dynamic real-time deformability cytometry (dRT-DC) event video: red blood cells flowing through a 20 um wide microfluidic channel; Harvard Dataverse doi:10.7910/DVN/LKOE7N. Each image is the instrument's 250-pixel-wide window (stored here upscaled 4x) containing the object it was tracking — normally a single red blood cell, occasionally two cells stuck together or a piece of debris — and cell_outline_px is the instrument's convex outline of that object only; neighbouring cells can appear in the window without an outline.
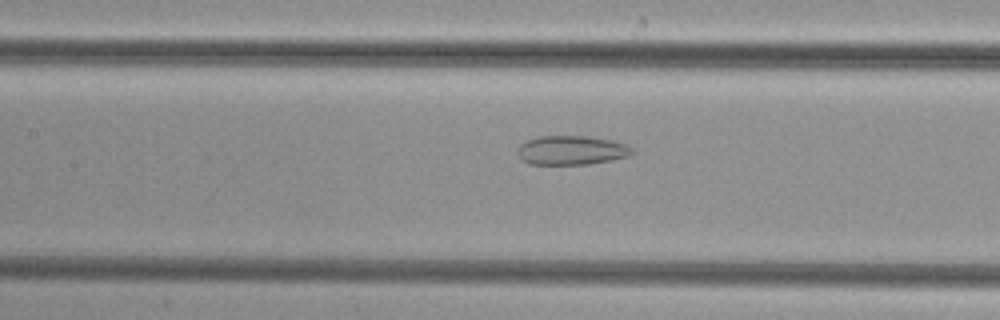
{"species": "common noctule bat (a hibernating species)", "species_latin": "Nyctalus noctula", "temperature_condition": "cold", "stored_images_in_passage": 50, "camera_frame_rate_fps": 3000, "um_per_image_px": 0.085, "animal": {"sex": "female", "body_mass_g": 29.2, "forearm_length_mm": 56.3}, "frame": {"image": 1, "passage_image": 23, "time_ms": 7.333, "image_size_px": [1000, 320], "cell_outline_px": [[632, 152], [628, 156], [612, 160], [588, 164], [528, 164], [520, 160], [516, 152], [516, 148], [524, 140], [540, 136], [588, 136], [612, 140], [628, 144], [632, 148]], "centroid_in_image_um": [48.52, 12.77], "position_along_channel_um": 158.9, "area_um2": 19.77}}
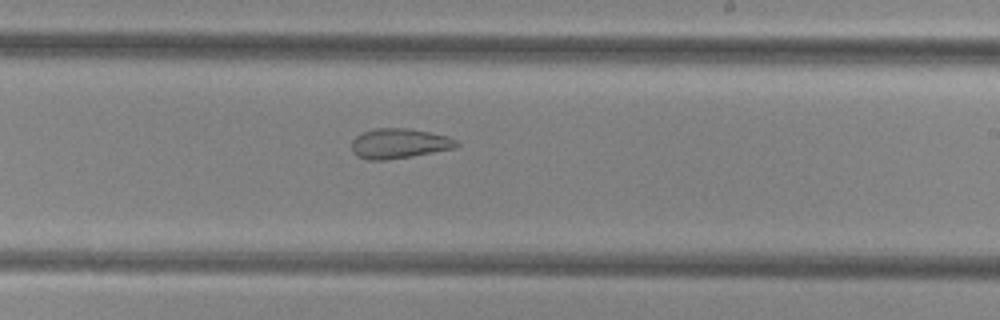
{"frame": {"image": 2, "passage_image": 30, "time_ms": 9.667, "image_size_px": [1000, 320], "cell_outline_px": [[460, 144], [456, 148], [412, 156], [384, 160], [368, 160], [356, 156], [352, 152], [352, 140], [356, 136], [364, 132], [376, 128], [408, 128], [448, 136], [456, 140]], "centroid_in_image_um": [33.92, 12.2], "position_along_channel_um": 255.1, "area_um2": 18.32}}
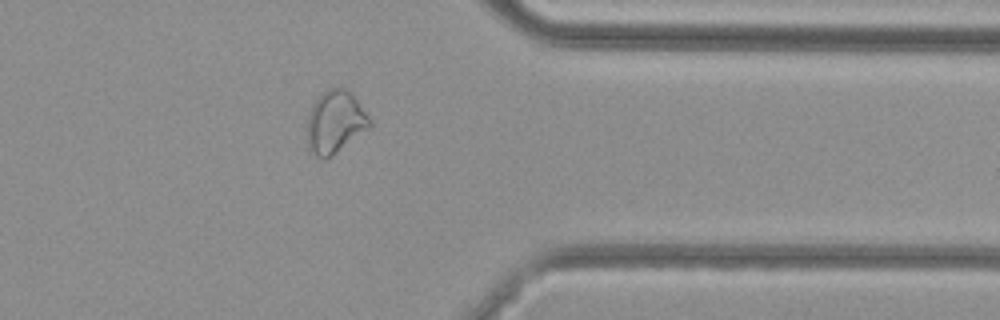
{"frame": {"image": 3, "passage_image": 40, "time_ms": 13.0, "image_size_px": [1000, 320], "cell_outline_px": [[372, 124], [368, 128], [332, 156], [324, 160], [316, 156], [308, 148], [308, 116], [312, 104], [328, 88], [340, 84], [348, 88], [352, 92], [372, 120]], "centroid_in_image_um": [28.51, 10.32], "position_along_channel_um": 382.9, "area_um2": 23.0}}